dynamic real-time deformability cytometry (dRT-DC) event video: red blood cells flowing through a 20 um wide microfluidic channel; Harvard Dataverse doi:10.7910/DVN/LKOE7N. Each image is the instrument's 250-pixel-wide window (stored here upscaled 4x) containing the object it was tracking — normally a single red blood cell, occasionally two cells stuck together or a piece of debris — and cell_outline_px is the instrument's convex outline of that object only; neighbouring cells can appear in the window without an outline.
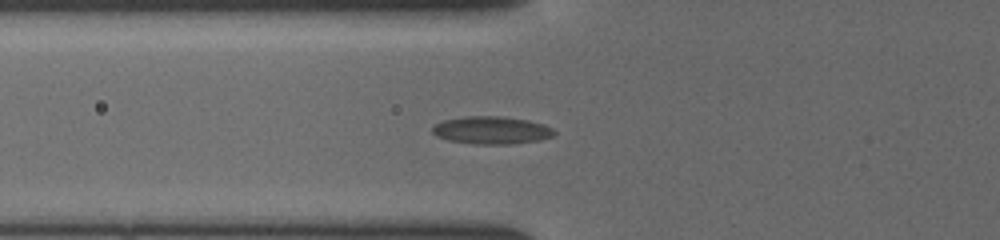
{"species": "common noctule bat (a hibernating species)", "species_latin": "Nyctalus noctula", "temperature_condition": "cold", "stored_images_in_passage": 7, "camera_frame_rate_fps": 3000, "um_per_image_px": 0.085, "animal": {"sex": "female", "body_mass_g": 19.5, "forearm_length_mm": 54.1}, "frame": {"image": 1, "passage_image": 6, "time_ms": 1.667, "image_size_px": [1000, 240], "cell_outline_px": [[556, 132], [552, 136], [540, 140], [512, 144], [476, 144], [448, 140], [436, 136], [432, 132], [432, 128], [436, 124], [444, 120], [468, 116], [500, 116], [528, 120], [544, 124], [552, 128]], "centroid_in_image_um": [41.8, 11.07], "position_along_channel_um": 84.0, "area_um2": 19.59}}